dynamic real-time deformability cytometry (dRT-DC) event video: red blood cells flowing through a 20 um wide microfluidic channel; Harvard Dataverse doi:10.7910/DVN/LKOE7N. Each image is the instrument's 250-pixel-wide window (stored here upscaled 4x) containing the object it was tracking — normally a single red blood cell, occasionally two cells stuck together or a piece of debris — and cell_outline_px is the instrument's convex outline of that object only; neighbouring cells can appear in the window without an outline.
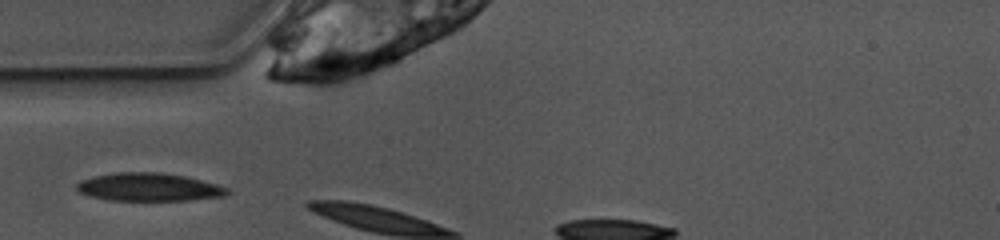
{"species": "common noctule bat (a hibernating species)", "species_latin": "Nyctalus noctula", "temperature_condition": "warm", "stored_images_in_passage": 2, "camera_frame_rate_fps": 3000, "um_per_image_px": 0.085, "animal": {"sex": "female", "body_mass_g": 10.0, "forearm_length_mm": 53.1}, "frame": {"image": 1, "passage_image": 1, "time_ms": 0.0, "image_size_px": [1000, 240], "cell_outline_px": [[228, 192], [224, 196], [188, 200], [108, 200], [92, 196], [80, 192], [76, 188], [76, 184], [80, 180], [96, 176], [116, 172], [160, 172], [184, 176], [216, 184], [228, 188]], "centroid_in_image_um": [12.63, 15.9], "position_along_channel_um": 72.4, "area_um2": 24.33}}